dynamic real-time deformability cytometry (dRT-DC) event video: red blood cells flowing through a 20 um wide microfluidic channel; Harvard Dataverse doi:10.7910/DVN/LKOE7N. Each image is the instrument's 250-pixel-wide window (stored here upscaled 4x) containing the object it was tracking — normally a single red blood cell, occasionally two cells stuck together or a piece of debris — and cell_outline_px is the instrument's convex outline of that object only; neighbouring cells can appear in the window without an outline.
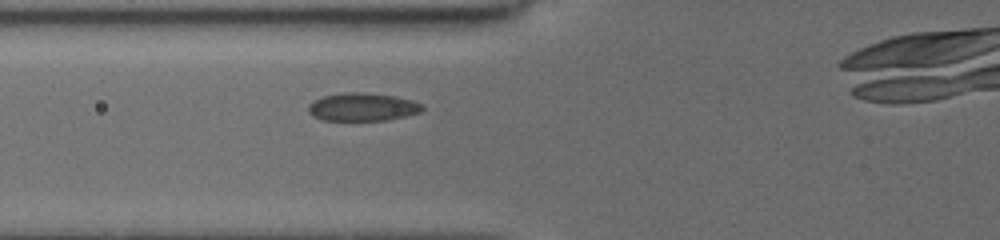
{"species": "common noctule bat (a hibernating species)", "species_latin": "Nyctalus noctula", "temperature_condition": "cold", "stored_images_in_passage": 4, "camera_frame_rate_fps": 3000, "um_per_image_px": 0.085, "animal": {"sex": "female", "body_mass_g": 19.5, "forearm_length_mm": 54.1}, "frame": {"image": 1, "passage_image": 4, "time_ms": 2.667, "image_size_px": [1000, 240], "cell_outline_px": [[424, 108], [420, 112], [388, 120], [320, 120], [312, 116], [308, 112], [308, 104], [312, 100], [320, 96], [344, 92], [364, 92], [396, 96], [412, 100], [424, 104]], "centroid_in_image_um": [30.77, 9.08], "position_along_channel_um": 95.0, "area_um2": 18.96}}